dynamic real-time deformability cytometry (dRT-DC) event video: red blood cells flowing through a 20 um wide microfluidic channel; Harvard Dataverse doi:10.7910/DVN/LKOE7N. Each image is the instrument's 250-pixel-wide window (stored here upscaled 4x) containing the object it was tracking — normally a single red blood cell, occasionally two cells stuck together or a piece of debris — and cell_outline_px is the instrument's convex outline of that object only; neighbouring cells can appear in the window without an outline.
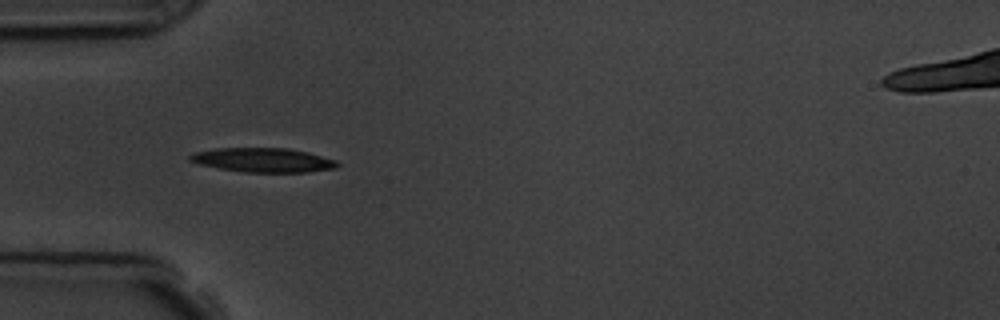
{"species": "common noctule bat (a hibernating species)", "species_latin": "Nyctalus noctula", "temperature_condition": "room temperature", "stored_images_in_passage": 10, "camera_frame_rate_fps": 3000, "um_per_image_px": 0.085, "animal": {"sex": "male", "body_mass_g": 19.5, "forearm_length_mm": 54.6}, "frame": {"image": 1, "passage_image": 6, "time_ms": 5.667, "image_size_px": [1000, 320], "cell_outline_px": [[340, 164], [336, 168], [308, 172], [244, 172], [220, 168], [200, 164], [188, 160], [188, 156], [192, 152], [212, 148], [288, 148], [308, 152], [336, 160]], "centroid_in_image_um": [22.34, 13.6], "position_along_channel_um": 62.7, "area_um2": 20.92}}